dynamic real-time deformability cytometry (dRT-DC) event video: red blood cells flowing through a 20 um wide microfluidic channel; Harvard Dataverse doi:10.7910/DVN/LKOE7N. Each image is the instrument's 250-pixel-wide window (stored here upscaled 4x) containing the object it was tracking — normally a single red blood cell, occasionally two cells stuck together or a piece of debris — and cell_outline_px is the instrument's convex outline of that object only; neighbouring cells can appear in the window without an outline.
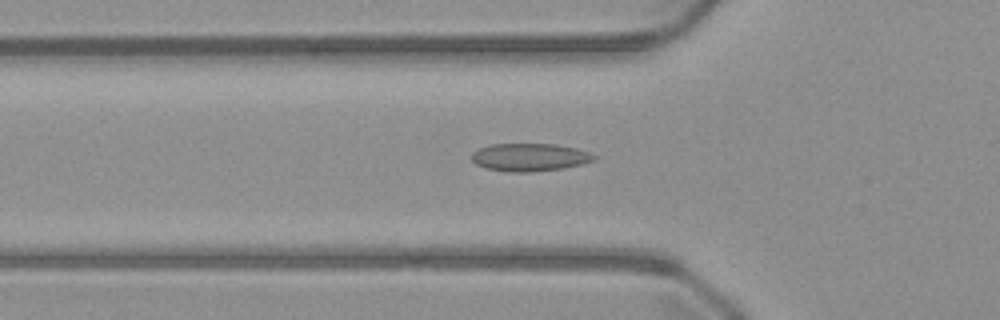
{"species": "common noctule bat (a hibernating species)", "species_latin": "Nyctalus noctula", "temperature_condition": "warm", "stored_images_in_passage": 50, "camera_frame_rate_fps": 3000, "um_per_image_px": 0.085, "animal": {"sex": "male", "body_mass_g": 23.1, "forearm_length_mm": 52.7}, "frame": {"image": 1, "passage_image": 17, "time_ms": 5.333, "image_size_px": [1000, 320], "cell_outline_px": [[600, 156], [596, 160], [564, 168], [532, 172], [508, 172], [484, 168], [476, 164], [472, 160], [472, 152], [480, 148], [492, 144], [556, 144], [576, 148]], "centroid_in_image_um": [45.04, 13.37], "position_along_channel_um": 80.8, "area_um2": 20.0}}
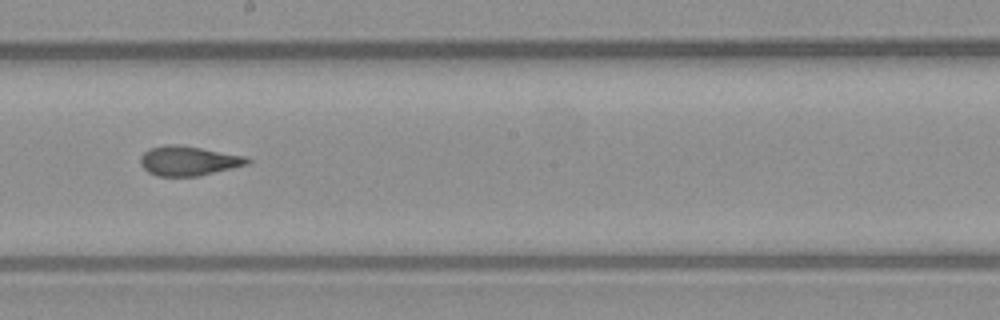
{"frame": {"image": 2, "passage_image": 28, "time_ms": 9.0, "image_size_px": [1000, 320], "cell_outline_px": [[252, 160], [248, 164], [200, 176], [156, 176], [148, 172], [140, 164], [140, 156], [148, 148], [164, 144], [180, 144], [244, 156]], "centroid_in_image_um": [15.98, 13.66], "position_along_channel_um": 232.2, "area_um2": 18.55}}
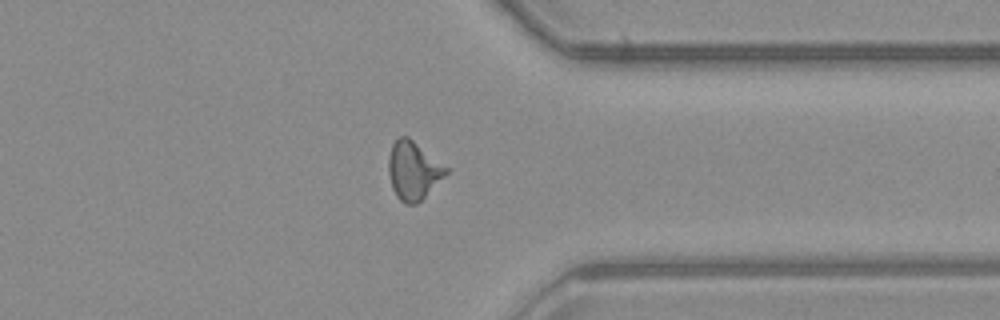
{"frame": {"image": 3, "passage_image": 39, "time_ms": 12.667, "image_size_px": [1000, 320], "cell_outline_px": [[452, 168], [416, 204], [404, 204], [396, 196], [392, 188], [388, 172], [388, 156], [392, 144], [400, 136], [408, 136]], "centroid_in_image_um": [35.15, 14.46], "position_along_channel_um": 376.3, "area_um2": 19.77}}